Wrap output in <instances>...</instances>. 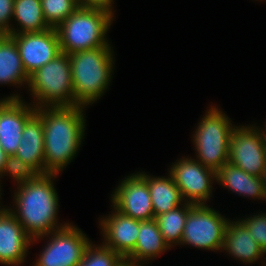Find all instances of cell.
<instances>
[{
	"instance_id": "obj_1",
	"label": "cell",
	"mask_w": 266,
	"mask_h": 266,
	"mask_svg": "<svg viewBox=\"0 0 266 266\" xmlns=\"http://www.w3.org/2000/svg\"><path fill=\"white\" fill-rule=\"evenodd\" d=\"M82 108L76 105L36 108L43 124L45 174H58L77 153L85 130Z\"/></svg>"
},
{
	"instance_id": "obj_2",
	"label": "cell",
	"mask_w": 266,
	"mask_h": 266,
	"mask_svg": "<svg viewBox=\"0 0 266 266\" xmlns=\"http://www.w3.org/2000/svg\"><path fill=\"white\" fill-rule=\"evenodd\" d=\"M55 175L41 174L36 179L20 183L14 195L18 209L14 212L9 209L33 239L50 235L68 225L56 226L58 195L51 180Z\"/></svg>"
},
{
	"instance_id": "obj_3",
	"label": "cell",
	"mask_w": 266,
	"mask_h": 266,
	"mask_svg": "<svg viewBox=\"0 0 266 266\" xmlns=\"http://www.w3.org/2000/svg\"><path fill=\"white\" fill-rule=\"evenodd\" d=\"M111 4L82 3L57 28L60 50L71 54L109 45L105 34L113 20Z\"/></svg>"
},
{
	"instance_id": "obj_4",
	"label": "cell",
	"mask_w": 266,
	"mask_h": 266,
	"mask_svg": "<svg viewBox=\"0 0 266 266\" xmlns=\"http://www.w3.org/2000/svg\"><path fill=\"white\" fill-rule=\"evenodd\" d=\"M76 106H87L104 93L113 69L109 45L69 54Z\"/></svg>"
},
{
	"instance_id": "obj_5",
	"label": "cell",
	"mask_w": 266,
	"mask_h": 266,
	"mask_svg": "<svg viewBox=\"0 0 266 266\" xmlns=\"http://www.w3.org/2000/svg\"><path fill=\"white\" fill-rule=\"evenodd\" d=\"M28 85L39 104H36L35 108L76 105L71 64L66 53L61 52L52 61L32 73Z\"/></svg>"
},
{
	"instance_id": "obj_6",
	"label": "cell",
	"mask_w": 266,
	"mask_h": 266,
	"mask_svg": "<svg viewBox=\"0 0 266 266\" xmlns=\"http://www.w3.org/2000/svg\"><path fill=\"white\" fill-rule=\"evenodd\" d=\"M233 129L225 113L211 107L193 137L199 159L197 161L215 172L228 163L229 141Z\"/></svg>"
},
{
	"instance_id": "obj_7",
	"label": "cell",
	"mask_w": 266,
	"mask_h": 266,
	"mask_svg": "<svg viewBox=\"0 0 266 266\" xmlns=\"http://www.w3.org/2000/svg\"><path fill=\"white\" fill-rule=\"evenodd\" d=\"M228 220L205 204L193 205L185 221L181 244L222 250Z\"/></svg>"
},
{
	"instance_id": "obj_8",
	"label": "cell",
	"mask_w": 266,
	"mask_h": 266,
	"mask_svg": "<svg viewBox=\"0 0 266 266\" xmlns=\"http://www.w3.org/2000/svg\"><path fill=\"white\" fill-rule=\"evenodd\" d=\"M252 127H234L229 141L228 163L254 176L266 167V136Z\"/></svg>"
},
{
	"instance_id": "obj_9",
	"label": "cell",
	"mask_w": 266,
	"mask_h": 266,
	"mask_svg": "<svg viewBox=\"0 0 266 266\" xmlns=\"http://www.w3.org/2000/svg\"><path fill=\"white\" fill-rule=\"evenodd\" d=\"M52 234L53 237L34 266H78L90 244L86 235L69 224Z\"/></svg>"
},
{
	"instance_id": "obj_10",
	"label": "cell",
	"mask_w": 266,
	"mask_h": 266,
	"mask_svg": "<svg viewBox=\"0 0 266 266\" xmlns=\"http://www.w3.org/2000/svg\"><path fill=\"white\" fill-rule=\"evenodd\" d=\"M15 40L23 67L28 76L61 53L55 28L42 32L10 34Z\"/></svg>"
},
{
	"instance_id": "obj_11",
	"label": "cell",
	"mask_w": 266,
	"mask_h": 266,
	"mask_svg": "<svg viewBox=\"0 0 266 266\" xmlns=\"http://www.w3.org/2000/svg\"><path fill=\"white\" fill-rule=\"evenodd\" d=\"M170 175L179 188L183 199L187 197L186 202L194 205L205 204L204 202L210 198L212 192L211 179H216L215 171L204 167L200 162L191 158L182 159L172 165Z\"/></svg>"
},
{
	"instance_id": "obj_12",
	"label": "cell",
	"mask_w": 266,
	"mask_h": 266,
	"mask_svg": "<svg viewBox=\"0 0 266 266\" xmlns=\"http://www.w3.org/2000/svg\"><path fill=\"white\" fill-rule=\"evenodd\" d=\"M120 184L112 195L115 209L139 221L154 219V210L146 180L137 173L128 176Z\"/></svg>"
},
{
	"instance_id": "obj_13",
	"label": "cell",
	"mask_w": 266,
	"mask_h": 266,
	"mask_svg": "<svg viewBox=\"0 0 266 266\" xmlns=\"http://www.w3.org/2000/svg\"><path fill=\"white\" fill-rule=\"evenodd\" d=\"M18 95L2 99L0 103V145L8 155H15L26 122L36 113Z\"/></svg>"
},
{
	"instance_id": "obj_14",
	"label": "cell",
	"mask_w": 266,
	"mask_h": 266,
	"mask_svg": "<svg viewBox=\"0 0 266 266\" xmlns=\"http://www.w3.org/2000/svg\"><path fill=\"white\" fill-rule=\"evenodd\" d=\"M31 239L13 213L4 208L0 212V263H23Z\"/></svg>"
},
{
	"instance_id": "obj_15",
	"label": "cell",
	"mask_w": 266,
	"mask_h": 266,
	"mask_svg": "<svg viewBox=\"0 0 266 266\" xmlns=\"http://www.w3.org/2000/svg\"><path fill=\"white\" fill-rule=\"evenodd\" d=\"M101 220L104 234V246L116 251L121 257L127 258L137 243L139 220L124 215L118 210Z\"/></svg>"
},
{
	"instance_id": "obj_16",
	"label": "cell",
	"mask_w": 266,
	"mask_h": 266,
	"mask_svg": "<svg viewBox=\"0 0 266 266\" xmlns=\"http://www.w3.org/2000/svg\"><path fill=\"white\" fill-rule=\"evenodd\" d=\"M25 163L45 174L44 132L41 118L35 113L25 124L17 152Z\"/></svg>"
},
{
	"instance_id": "obj_17",
	"label": "cell",
	"mask_w": 266,
	"mask_h": 266,
	"mask_svg": "<svg viewBox=\"0 0 266 266\" xmlns=\"http://www.w3.org/2000/svg\"><path fill=\"white\" fill-rule=\"evenodd\" d=\"M223 249L239 260L253 263L265 255L264 250L252 238L246 226L241 222L227 223Z\"/></svg>"
},
{
	"instance_id": "obj_18",
	"label": "cell",
	"mask_w": 266,
	"mask_h": 266,
	"mask_svg": "<svg viewBox=\"0 0 266 266\" xmlns=\"http://www.w3.org/2000/svg\"><path fill=\"white\" fill-rule=\"evenodd\" d=\"M218 183L241 195L265 198L266 192L260 176L250 175L242 169L226 163L216 172Z\"/></svg>"
},
{
	"instance_id": "obj_19",
	"label": "cell",
	"mask_w": 266,
	"mask_h": 266,
	"mask_svg": "<svg viewBox=\"0 0 266 266\" xmlns=\"http://www.w3.org/2000/svg\"><path fill=\"white\" fill-rule=\"evenodd\" d=\"M140 175L148 184L155 217L157 215L169 212L170 210H173L181 205V201L184 199L170 174L168 178H152L144 173H140Z\"/></svg>"
},
{
	"instance_id": "obj_20",
	"label": "cell",
	"mask_w": 266,
	"mask_h": 266,
	"mask_svg": "<svg viewBox=\"0 0 266 266\" xmlns=\"http://www.w3.org/2000/svg\"><path fill=\"white\" fill-rule=\"evenodd\" d=\"M155 219L139 221V233L134 251L127 257L136 263L159 256L169 249Z\"/></svg>"
},
{
	"instance_id": "obj_21",
	"label": "cell",
	"mask_w": 266,
	"mask_h": 266,
	"mask_svg": "<svg viewBox=\"0 0 266 266\" xmlns=\"http://www.w3.org/2000/svg\"><path fill=\"white\" fill-rule=\"evenodd\" d=\"M28 81L15 40L10 35H0V83L22 85Z\"/></svg>"
},
{
	"instance_id": "obj_22",
	"label": "cell",
	"mask_w": 266,
	"mask_h": 266,
	"mask_svg": "<svg viewBox=\"0 0 266 266\" xmlns=\"http://www.w3.org/2000/svg\"><path fill=\"white\" fill-rule=\"evenodd\" d=\"M22 28H10V34L42 32L50 27L44 20L41 0H14L13 17Z\"/></svg>"
},
{
	"instance_id": "obj_23",
	"label": "cell",
	"mask_w": 266,
	"mask_h": 266,
	"mask_svg": "<svg viewBox=\"0 0 266 266\" xmlns=\"http://www.w3.org/2000/svg\"><path fill=\"white\" fill-rule=\"evenodd\" d=\"M194 204L184 203L183 207H176L169 212L157 215L154 219L163 235L165 242L171 247L172 244L181 243L185 221L189 210Z\"/></svg>"
},
{
	"instance_id": "obj_24",
	"label": "cell",
	"mask_w": 266,
	"mask_h": 266,
	"mask_svg": "<svg viewBox=\"0 0 266 266\" xmlns=\"http://www.w3.org/2000/svg\"><path fill=\"white\" fill-rule=\"evenodd\" d=\"M83 2L81 0H41L44 20L50 28H57Z\"/></svg>"
},
{
	"instance_id": "obj_25",
	"label": "cell",
	"mask_w": 266,
	"mask_h": 266,
	"mask_svg": "<svg viewBox=\"0 0 266 266\" xmlns=\"http://www.w3.org/2000/svg\"><path fill=\"white\" fill-rule=\"evenodd\" d=\"M122 257L104 245L94 247L90 243L84 251L78 266H115Z\"/></svg>"
},
{
	"instance_id": "obj_26",
	"label": "cell",
	"mask_w": 266,
	"mask_h": 266,
	"mask_svg": "<svg viewBox=\"0 0 266 266\" xmlns=\"http://www.w3.org/2000/svg\"><path fill=\"white\" fill-rule=\"evenodd\" d=\"M8 173L17 181V184L38 178L41 173L31 164L25 163L20 157L16 155H9L5 164V168L0 175Z\"/></svg>"
},
{
	"instance_id": "obj_27",
	"label": "cell",
	"mask_w": 266,
	"mask_h": 266,
	"mask_svg": "<svg viewBox=\"0 0 266 266\" xmlns=\"http://www.w3.org/2000/svg\"><path fill=\"white\" fill-rule=\"evenodd\" d=\"M241 222L246 226L252 238L259 244V246L266 253V215L265 213L261 215H254L241 220Z\"/></svg>"
},
{
	"instance_id": "obj_28",
	"label": "cell",
	"mask_w": 266,
	"mask_h": 266,
	"mask_svg": "<svg viewBox=\"0 0 266 266\" xmlns=\"http://www.w3.org/2000/svg\"><path fill=\"white\" fill-rule=\"evenodd\" d=\"M14 0H0V35H10L9 20L13 17Z\"/></svg>"
},
{
	"instance_id": "obj_29",
	"label": "cell",
	"mask_w": 266,
	"mask_h": 266,
	"mask_svg": "<svg viewBox=\"0 0 266 266\" xmlns=\"http://www.w3.org/2000/svg\"><path fill=\"white\" fill-rule=\"evenodd\" d=\"M8 156L9 155L5 152V150L0 145V175L2 174L5 168V164H6Z\"/></svg>"
},
{
	"instance_id": "obj_30",
	"label": "cell",
	"mask_w": 266,
	"mask_h": 266,
	"mask_svg": "<svg viewBox=\"0 0 266 266\" xmlns=\"http://www.w3.org/2000/svg\"><path fill=\"white\" fill-rule=\"evenodd\" d=\"M115 266H141V264L139 265L138 263L129 258L122 257Z\"/></svg>"
},
{
	"instance_id": "obj_31",
	"label": "cell",
	"mask_w": 266,
	"mask_h": 266,
	"mask_svg": "<svg viewBox=\"0 0 266 266\" xmlns=\"http://www.w3.org/2000/svg\"><path fill=\"white\" fill-rule=\"evenodd\" d=\"M83 3H103L112 4L113 0H81Z\"/></svg>"
},
{
	"instance_id": "obj_32",
	"label": "cell",
	"mask_w": 266,
	"mask_h": 266,
	"mask_svg": "<svg viewBox=\"0 0 266 266\" xmlns=\"http://www.w3.org/2000/svg\"><path fill=\"white\" fill-rule=\"evenodd\" d=\"M261 179H262V181H263L264 189H265V192H266V167H265V169H264V171H263V174H262V176H261Z\"/></svg>"
}]
</instances>
